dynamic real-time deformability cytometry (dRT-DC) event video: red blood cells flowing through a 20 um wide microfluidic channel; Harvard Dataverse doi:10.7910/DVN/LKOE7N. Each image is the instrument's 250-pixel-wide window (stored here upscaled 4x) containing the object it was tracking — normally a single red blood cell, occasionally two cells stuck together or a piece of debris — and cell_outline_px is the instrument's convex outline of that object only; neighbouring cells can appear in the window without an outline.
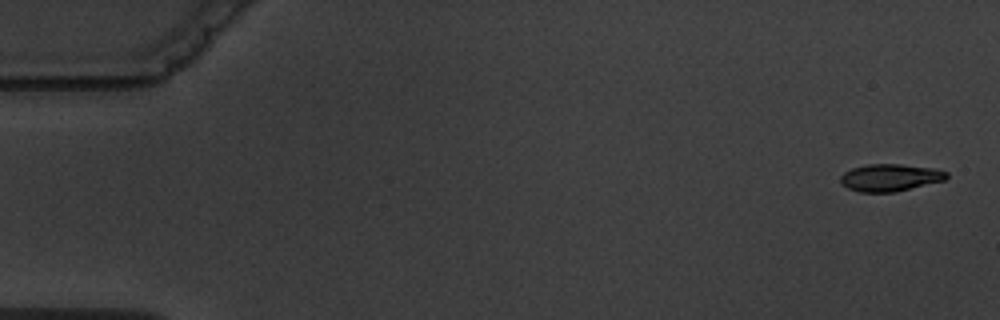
{"species": "common noctule bat (a hibernating species)", "species_latin": "Nyctalus noctula", "temperature_condition": "warm", "stored_images_in_passage": 4, "camera_frame_rate_fps": 3000, "um_per_image_px": 0.085, "animal": {"sex": "male", "body_mass_g": 19.5, "forearm_length_mm": 54.6}, "frame": {"image": 1, "passage_image": 1, "time_ms": 0.0, "image_size_px": [1000, 320], "cell_outline_px": [[948, 176], [944, 180], [896, 192], [860, 192], [848, 188], [840, 184], [840, 176], [844, 172], [852, 168], [868, 164], [900, 164], [936, 168], [948, 172]], "centroid_in_image_um": [75.65, 15.09], "position_along_channel_um": 9.4, "area_um2": 16.94}}